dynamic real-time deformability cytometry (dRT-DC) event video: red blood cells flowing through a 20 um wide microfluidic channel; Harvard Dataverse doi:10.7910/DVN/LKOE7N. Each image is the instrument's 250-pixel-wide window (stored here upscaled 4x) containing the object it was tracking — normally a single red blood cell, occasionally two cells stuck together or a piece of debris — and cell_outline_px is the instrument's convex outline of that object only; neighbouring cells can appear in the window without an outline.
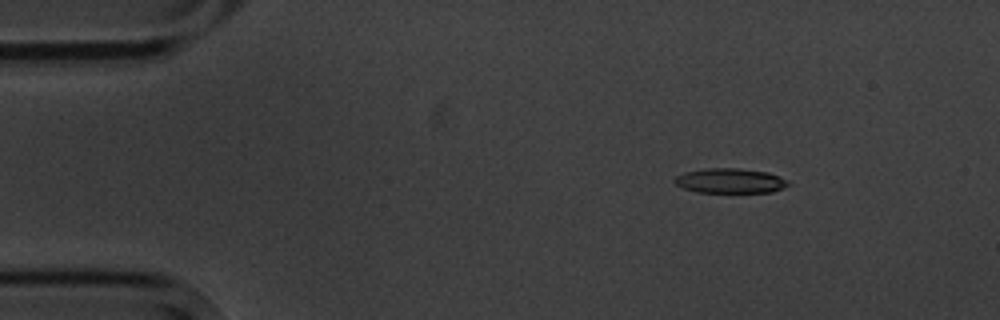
{"species": "common noctule bat (a hibernating species)", "species_latin": "Nyctalus noctula", "temperature_condition": "cold", "stored_images_in_passage": 6, "camera_frame_rate_fps": 3000, "um_per_image_px": 0.085, "animal": {"sex": "male", "body_mass_g": 20.1, "forearm_length_mm": 53.5}, "frame": {"image": 1, "passage_image": 3, "time_ms": 2.333, "image_size_px": [1000, 320], "cell_outline_px": [[788, 184], [784, 188], [772, 192], [696, 192], [684, 188], [676, 184], [672, 180], [676, 176], [684, 172], [708, 168], [736, 168], [768, 172], [788, 180]], "centroid_in_image_um": [62.05, 15.36], "position_along_channel_um": 23.0, "area_um2": 16.36}}
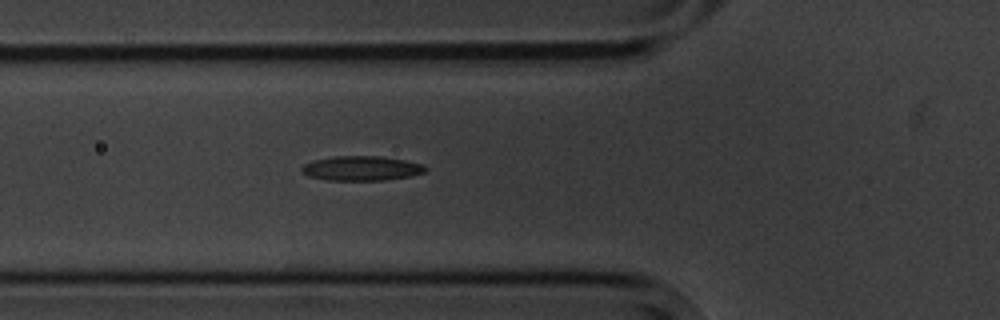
{"frame": {"image": 2, "passage_image": 6, "time_ms": 6.333, "image_size_px": [1000, 320], "cell_outline_px": [[428, 168], [424, 172], [412, 176], [384, 180], [328, 180], [308, 176], [300, 172], [300, 168], [304, 164], [312, 160], [332, 156], [380, 156], [404, 160], [424, 164]], "centroid_in_image_um": [30.7, 14.3], "position_along_channel_um": 95.1, "area_um2": 17.92}}